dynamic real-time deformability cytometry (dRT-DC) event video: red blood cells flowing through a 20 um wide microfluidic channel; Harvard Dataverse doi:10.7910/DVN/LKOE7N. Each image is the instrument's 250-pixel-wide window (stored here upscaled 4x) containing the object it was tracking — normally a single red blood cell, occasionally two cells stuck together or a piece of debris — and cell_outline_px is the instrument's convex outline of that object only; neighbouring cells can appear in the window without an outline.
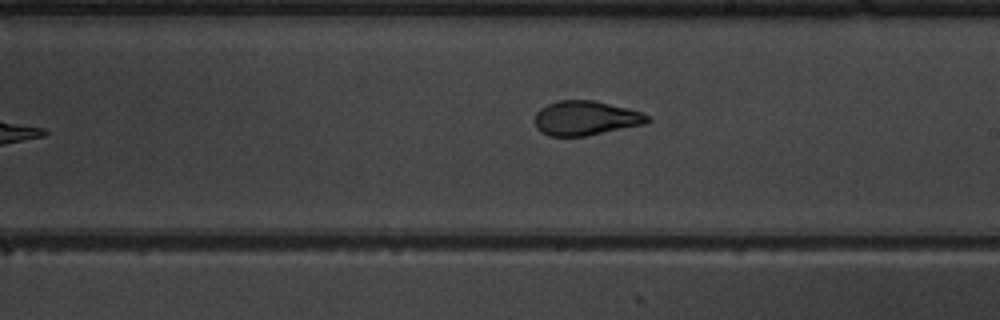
{"species": "common noctule bat (a hibernating species)", "species_latin": "Nyctalus noctula", "temperature_condition": "warm", "stored_images_in_passage": 10, "camera_frame_rate_fps": 3000, "um_per_image_px": 0.085, "animal": {"sex": "male", "body_mass_g": 19.5, "forearm_length_mm": 54.6}, "frame": {"image": 1, "passage_image": 9, "time_ms": 10.667, "image_size_px": [1000, 320], "cell_outline_px": [[652, 120], [644, 124], [588, 136], [548, 136], [540, 132], [536, 128], [536, 112], [540, 108], [556, 100], [592, 100], [644, 112], [652, 116]], "centroid_in_image_um": [49.81, 10.04], "position_along_channel_um": 239.2, "area_um2": 22.83}}
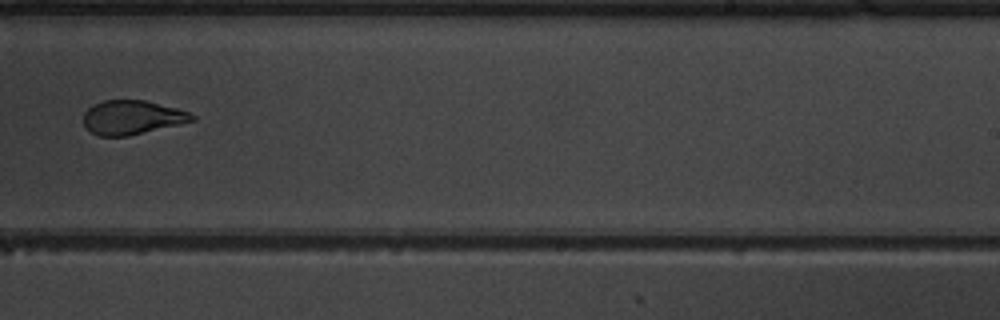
{"frame": {"image": 2, "passage_image": 10, "time_ms": 11.667, "image_size_px": [1000, 320], "cell_outline_px": [[196, 120], [180, 124], [128, 136], [100, 136], [92, 132], [84, 124], [84, 112], [92, 104], [104, 100], [144, 100], [176, 108], [188, 112], [196, 116]], "centroid_in_image_um": [11.23, 9.97], "position_along_channel_um": 277.8, "area_um2": 21.44}}